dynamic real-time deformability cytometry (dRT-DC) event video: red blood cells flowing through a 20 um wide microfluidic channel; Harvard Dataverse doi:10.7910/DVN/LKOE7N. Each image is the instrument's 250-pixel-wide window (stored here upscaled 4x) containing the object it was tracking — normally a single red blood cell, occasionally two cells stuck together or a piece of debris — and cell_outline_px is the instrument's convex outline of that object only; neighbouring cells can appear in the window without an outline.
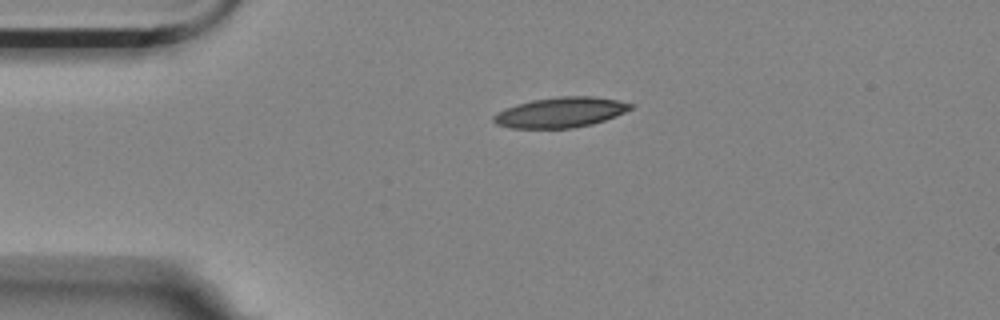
{"species": "Egyptian fruit bat (a non-hibernating species)", "species_latin": "Rousettus aegyptiacus", "temperature_condition": "room temperature", "stored_images_in_passage": 2, "camera_frame_rate_fps": 3000, "um_per_image_px": 0.085, "animal": {"sex": "female"}, "frame": {"image": 1, "passage_image": 1, "time_ms": 0.0, "image_size_px": [1000, 320], "cell_outline_px": [[636, 104], [632, 108], [616, 116], [592, 124], [572, 128], [512, 128], [496, 124], [492, 120], [492, 116], [496, 112], [504, 108], [516, 104], [532, 100], [560, 96], [592, 96], [616, 100]], "centroid_in_image_um": [47.62, 9.55], "position_along_channel_um": 37.4, "area_um2": 24.22}}